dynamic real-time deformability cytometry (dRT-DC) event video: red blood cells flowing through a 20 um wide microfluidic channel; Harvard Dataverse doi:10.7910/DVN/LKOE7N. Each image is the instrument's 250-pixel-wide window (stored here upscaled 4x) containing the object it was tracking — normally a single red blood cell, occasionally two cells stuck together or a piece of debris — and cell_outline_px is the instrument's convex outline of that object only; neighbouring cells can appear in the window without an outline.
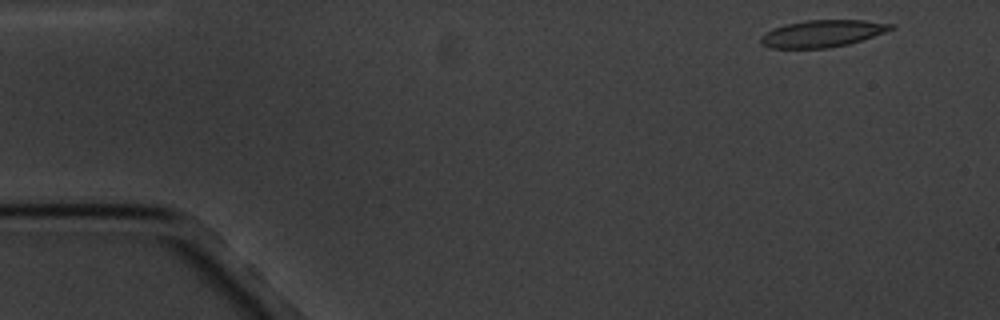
{"species": "common noctule bat (a hibernating species)", "species_latin": "Nyctalus noctula", "temperature_condition": "cold", "stored_images_in_passage": 5, "camera_frame_rate_fps": 3000, "um_per_image_px": 0.085, "animal": {"sex": "male", "body_mass_g": 20.1, "forearm_length_mm": 53.5}, "frame": {"image": 1, "passage_image": 1, "time_ms": 0.0, "image_size_px": [1000, 320], "cell_outline_px": [[896, 28], [848, 44], [828, 48], [772, 48], [764, 44], [760, 40], [760, 36], [772, 28], [784, 24], [804, 20], [864, 20], [896, 24]], "centroid_in_image_um": [69.9, 2.83], "position_along_channel_um": 15.1, "area_um2": 20.46}}
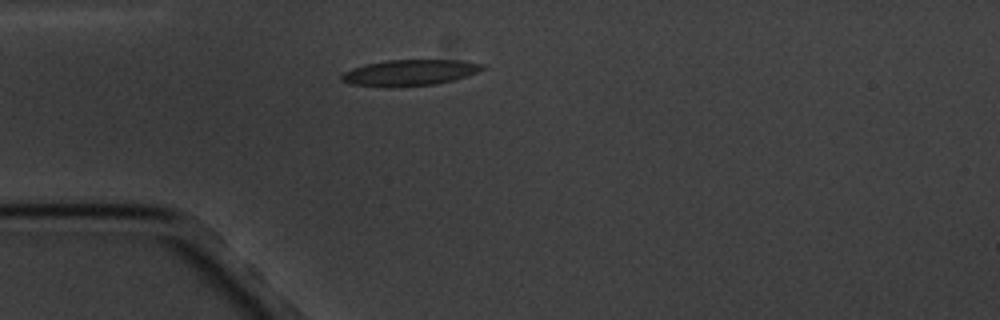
{"frame": {"image": 2, "passage_image": 4, "time_ms": 3.667, "image_size_px": [1000, 320], "cell_outline_px": [[488, 68], [468, 76], [436, 84], [392, 88], [348, 84], [340, 80], [340, 76], [344, 72], [352, 68], [368, 64], [388, 60], [464, 60], [484, 64]], "centroid_in_image_um": [34.85, 6.19], "position_along_channel_um": 50.1, "area_um2": 21.73}}